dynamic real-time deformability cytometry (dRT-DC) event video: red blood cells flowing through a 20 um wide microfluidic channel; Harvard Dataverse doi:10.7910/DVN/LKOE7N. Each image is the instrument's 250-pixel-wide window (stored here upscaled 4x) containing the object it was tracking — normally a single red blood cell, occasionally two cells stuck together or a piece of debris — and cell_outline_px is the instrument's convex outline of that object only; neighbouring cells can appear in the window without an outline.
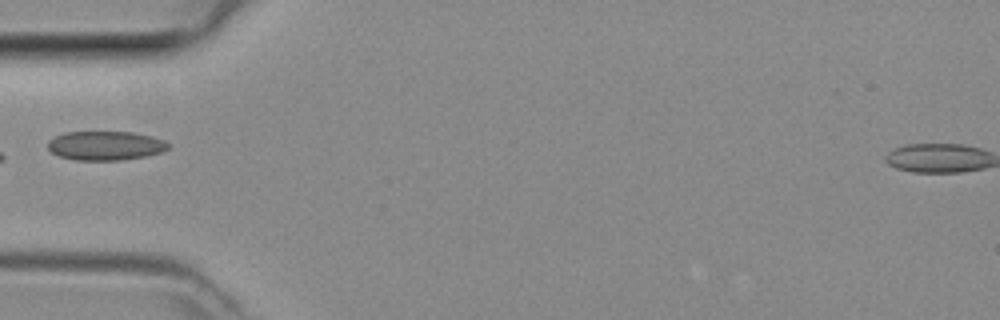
{"species": "common noctule bat (a hibernating species)", "species_latin": "Nyctalus noctula", "temperature_condition": "room temperature", "stored_images_in_passage": 31, "camera_frame_rate_fps": 3000, "um_per_image_px": 0.085, "animal": {"sex": "female", "body_mass_g": 29.2, "forearm_length_mm": 56.3}, "frame": {"image": 1, "passage_image": 1, "time_ms": 0.0, "image_size_px": [1000, 320], "cell_outline_px": [[168, 148], [160, 152], [144, 156], [120, 160], [76, 160], [60, 156], [52, 152], [48, 148], [48, 140], [64, 132], [132, 132], [152, 136], [164, 140], [168, 144]], "centroid_in_image_um": [8.94, 12.37], "position_along_channel_um": 76.1, "area_um2": 20.23}}